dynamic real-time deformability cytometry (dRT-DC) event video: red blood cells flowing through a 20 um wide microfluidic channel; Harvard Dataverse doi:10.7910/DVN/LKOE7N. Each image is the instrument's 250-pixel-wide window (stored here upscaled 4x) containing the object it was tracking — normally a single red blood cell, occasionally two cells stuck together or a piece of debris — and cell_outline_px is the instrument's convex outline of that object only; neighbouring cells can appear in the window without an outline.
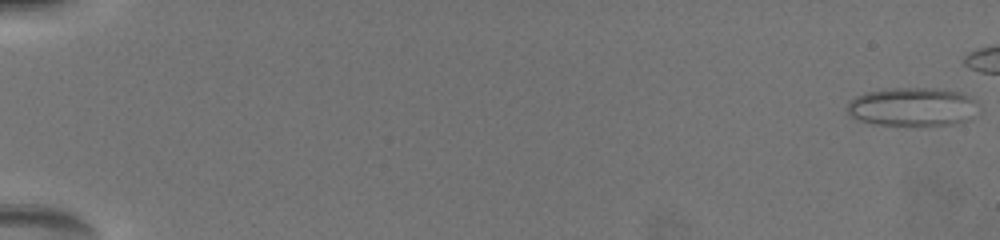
{"species": "common noctule bat (a hibernating species)", "species_latin": "Nyctalus noctula", "temperature_condition": "warm", "stored_images_in_passage": 36, "camera_frame_rate_fps": 3000, "um_per_image_px": 0.085, "animal": {"sex": "female", "body_mass_g": 19.5, "forearm_length_mm": 54.1}, "frame": {"image": 1, "passage_image": 1, "time_ms": 0.0, "image_size_px": [1000, 240], "cell_outline_px": [[976, 100], [968, 120], [960, 124], [872, 124], [856, 120], [848, 116], [844, 108], [848, 100], [864, 92], [888, 88], [936, 88], [960, 92], [972, 96]], "centroid_in_image_um": [77.43, 9.06], "position_along_channel_um": 7.6, "area_um2": 29.59}}
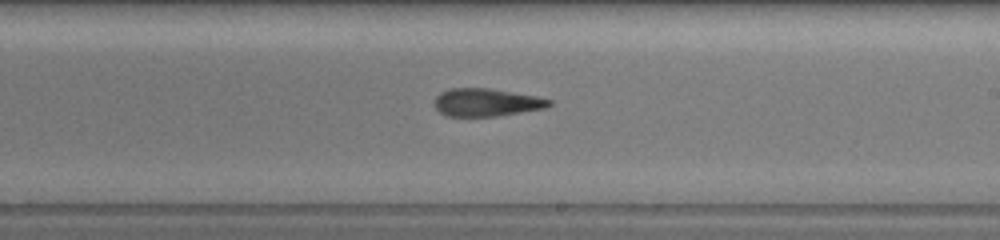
{"frame": {"image": 2, "passage_image": 26, "time_ms": 11.667, "image_size_px": [1000, 240], "cell_outline_px": [[552, 104], [544, 108], [496, 116], [448, 116], [440, 112], [436, 108], [436, 96], [440, 92], [452, 88], [488, 88], [536, 96], [552, 100]], "centroid_in_image_um": [41.35, 8.7], "position_along_channel_um": 247.7, "area_um2": 18.32}}
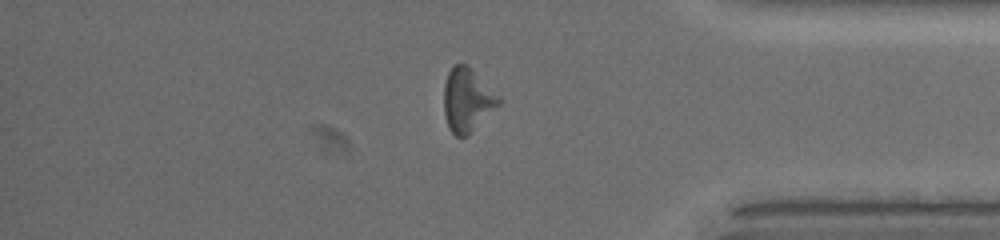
{"frame": {"image": 3, "passage_image": 35, "time_ms": 16.0, "image_size_px": [1000, 240], "cell_outline_px": [[500, 104], [468, 136], [456, 136], [448, 128], [444, 116], [444, 84], [448, 72], [456, 64], [468, 64], [500, 96]], "centroid_in_image_um": [39.72, 8.5], "position_along_channel_um": 395.5, "area_um2": 20.46}}